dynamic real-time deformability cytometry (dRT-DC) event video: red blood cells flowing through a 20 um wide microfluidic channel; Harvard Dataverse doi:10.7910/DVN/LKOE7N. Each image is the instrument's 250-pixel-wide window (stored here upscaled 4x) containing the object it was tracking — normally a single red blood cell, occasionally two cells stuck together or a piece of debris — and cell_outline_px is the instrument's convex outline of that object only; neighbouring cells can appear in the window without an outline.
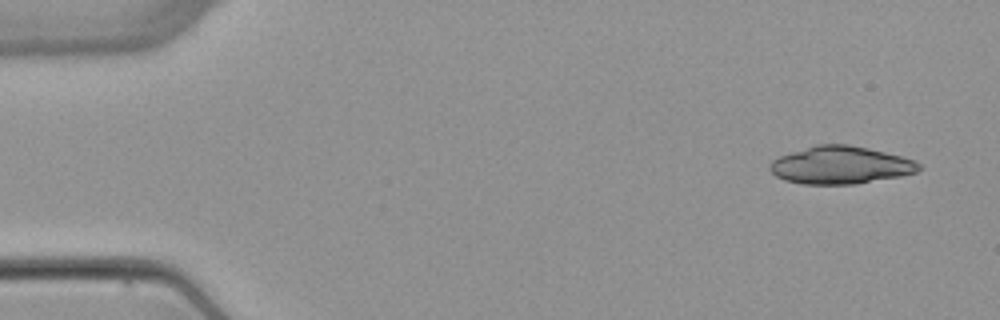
{"species": "common noctule bat (a hibernating species)", "species_latin": "Nyctalus noctula", "temperature_condition": "warm", "stored_images_in_passage": 4, "camera_frame_rate_fps": 3000, "um_per_image_px": 0.085, "animal": {"sex": "female", "body_mass_g": 22.7, "forearm_length_mm": 54.2}, "frame": {"image": 1, "passage_image": 1, "time_ms": 0.0, "image_size_px": [1000, 320], "cell_outline_px": [[920, 168], [916, 172], [900, 176], [856, 184], [800, 184], [784, 180], [776, 176], [768, 168], [768, 164], [772, 160], [780, 156], [816, 144], [848, 144], [868, 148], [916, 160], [920, 164]], "centroid_in_image_um": [71.42, 14.04], "position_along_channel_um": 13.6, "area_um2": 32.66}}